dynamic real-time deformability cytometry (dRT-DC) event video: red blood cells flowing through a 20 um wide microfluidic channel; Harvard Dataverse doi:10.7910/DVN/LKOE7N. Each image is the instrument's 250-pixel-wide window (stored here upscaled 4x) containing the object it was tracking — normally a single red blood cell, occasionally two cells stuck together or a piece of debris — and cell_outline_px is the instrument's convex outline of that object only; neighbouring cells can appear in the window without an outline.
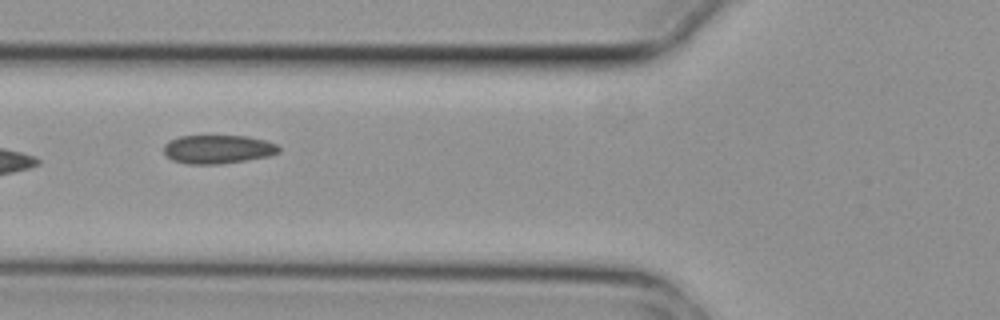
{"species": "common noctule bat (a hibernating species)", "species_latin": "Nyctalus noctula", "temperature_condition": "cold", "stored_images_in_passage": 5, "camera_frame_rate_fps": 3000, "um_per_image_px": 0.085, "animal": {"sex": "female", "body_mass_g": 29.2, "forearm_length_mm": 56.3}, "frame": {"image": 1, "passage_image": 3, "time_ms": 0.667, "image_size_px": [1000, 320], "cell_outline_px": [[280, 152], [268, 156], [220, 164], [188, 164], [172, 160], [164, 152], [164, 144], [180, 136], [248, 136], [264, 140], [276, 144], [280, 148]], "centroid_in_image_um": [18.53, 12.69], "position_along_channel_um": 107.3, "area_um2": 19.02}}
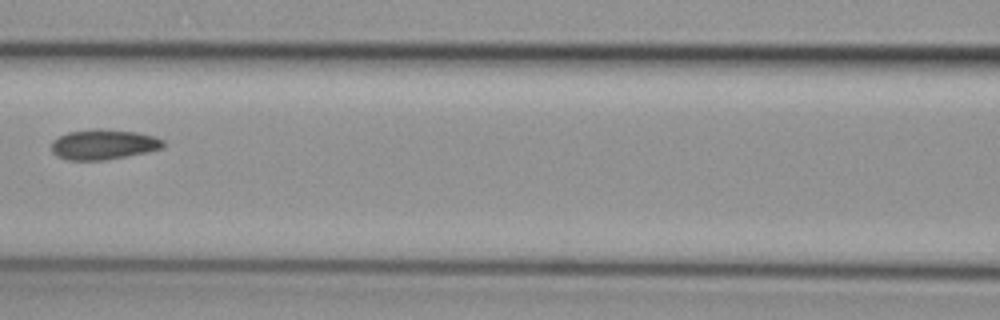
{"frame": {"image": 2, "passage_image": 4, "time_ms": 1.0, "image_size_px": [1000, 320], "cell_outline_px": [[164, 148], [104, 160], [68, 160], [56, 156], [52, 152], [52, 140], [68, 132], [92, 128], [100, 128], [136, 132], [156, 136], [164, 140]], "centroid_in_image_um": [8.78, 12.26], "position_along_channel_um": 157.8, "area_um2": 19.71}}
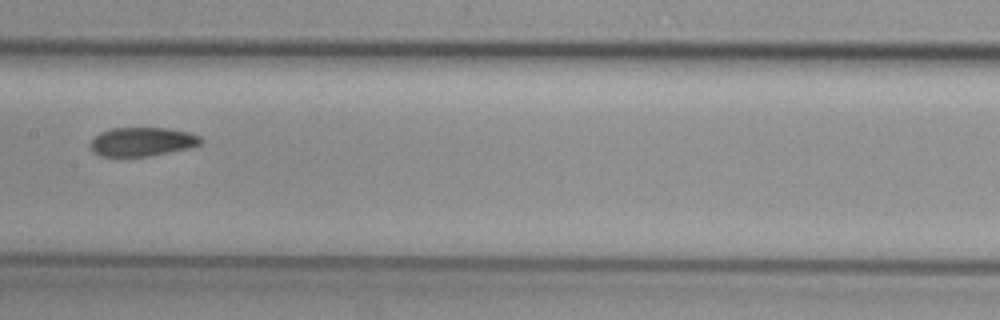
{"frame": {"image": 3, "passage_image": 5, "time_ms": 1.333, "image_size_px": [1000, 320], "cell_outline_px": [[204, 140], [200, 144], [188, 148], [148, 156], [100, 156], [92, 152], [92, 140], [100, 132], [112, 128], [168, 128], [192, 132], [200, 136]], "centroid_in_image_um": [12.12, 12.03], "position_along_channel_um": 195.3, "area_um2": 18.5}}